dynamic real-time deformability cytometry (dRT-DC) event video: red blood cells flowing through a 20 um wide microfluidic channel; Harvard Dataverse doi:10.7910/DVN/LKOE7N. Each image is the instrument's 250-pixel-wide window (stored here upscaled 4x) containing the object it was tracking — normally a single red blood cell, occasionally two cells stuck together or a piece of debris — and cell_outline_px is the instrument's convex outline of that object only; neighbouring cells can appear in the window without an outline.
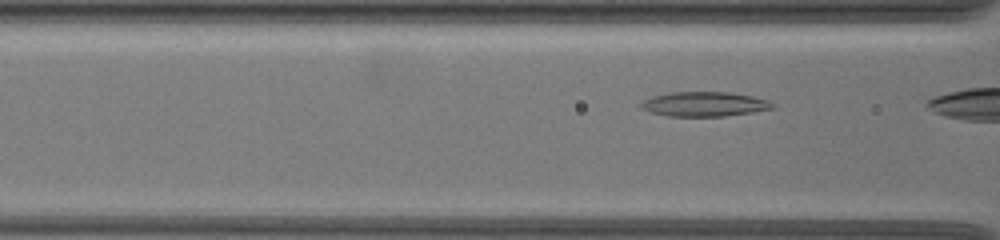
{"species": "common noctule bat (a hibernating species)", "species_latin": "Nyctalus noctula", "temperature_condition": "warm", "stored_images_in_passage": 23, "camera_frame_rate_fps": 3000, "um_per_image_px": 0.085, "animal": {"sex": "female", "body_mass_g": 19.5, "forearm_length_mm": 54.1}, "frame": {"image": 1, "passage_image": 17, "time_ms": 5.333, "image_size_px": [1000, 240], "cell_outline_px": [[776, 108], [752, 112], [724, 116], [668, 116], [652, 112], [640, 108], [640, 104], [644, 100], [652, 96], [668, 92], [728, 92], [752, 96], [768, 100]], "centroid_in_image_um": [59.86, 8.84], "position_along_channel_um": 106.7, "area_um2": 18.79}}